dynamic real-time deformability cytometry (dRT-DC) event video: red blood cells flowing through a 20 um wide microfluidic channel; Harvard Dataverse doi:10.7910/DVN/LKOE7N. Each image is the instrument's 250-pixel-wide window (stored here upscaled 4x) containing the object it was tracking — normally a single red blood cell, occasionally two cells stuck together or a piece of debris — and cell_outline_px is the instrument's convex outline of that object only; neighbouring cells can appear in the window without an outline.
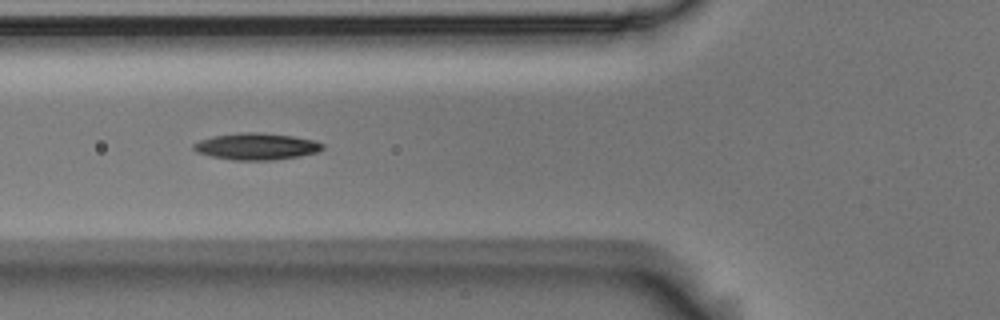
{"species": "Egyptian fruit bat (a non-hibernating species)", "species_latin": "Rousettus aegyptiacus", "temperature_condition": "room temperature", "stored_images_in_passage": 9, "camera_frame_rate_fps": 3000, "um_per_image_px": 0.085, "animal": {"sex": "male"}, "frame": {"image": 1, "passage_image": 6, "time_ms": 1.667, "image_size_px": [1000, 320], "cell_outline_px": [[324, 148], [316, 152], [300, 156], [272, 160], [232, 160], [212, 156], [196, 152], [192, 148], [192, 144], [200, 140], [212, 136], [240, 132], [260, 132], [292, 136], [316, 140], [324, 144]], "centroid_in_image_um": [21.79, 12.44], "position_along_channel_um": 104.0, "area_um2": 20.17}}
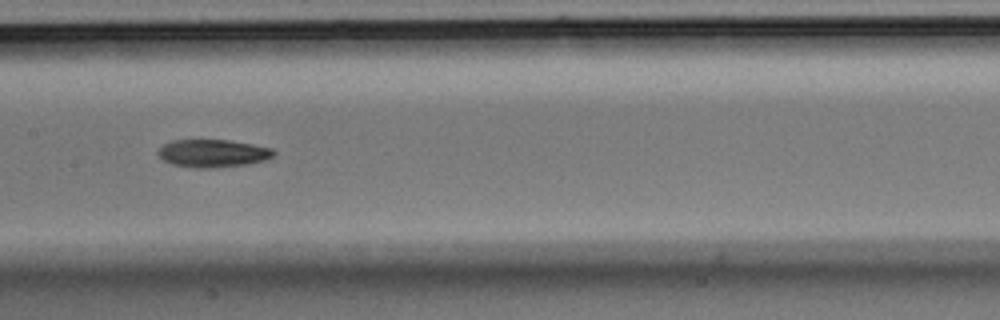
{"frame": {"image": 2, "passage_image": 8, "time_ms": 2.333, "image_size_px": [1000, 320], "cell_outline_px": [[276, 152], [272, 156], [264, 160], [248, 164], [216, 168], [196, 168], [172, 164], [164, 160], [156, 152], [164, 144], [172, 140], [228, 140], [252, 144], [272, 148]], "centroid_in_image_um": [18.09, 13.03], "position_along_channel_um": 189.3, "area_um2": 18.67}}
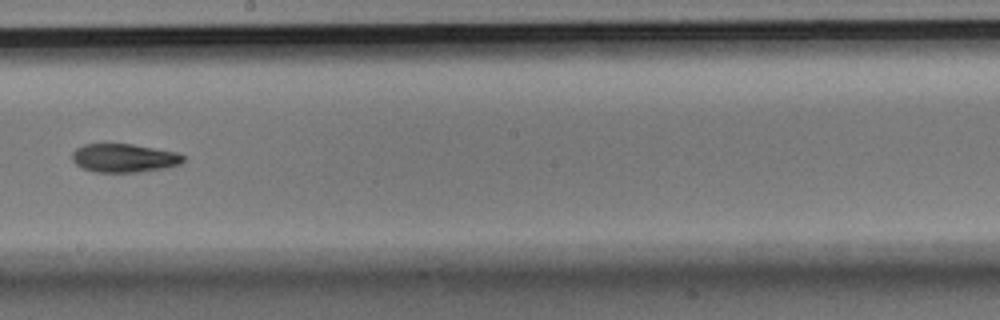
{"frame": {"image": 3, "passage_image": 9, "time_ms": 2.667, "image_size_px": [1000, 320], "cell_outline_px": [[184, 160], [180, 164], [168, 168], [140, 172], [96, 172], [84, 168], [76, 164], [72, 160], [72, 152], [76, 148], [84, 144], [132, 144], [176, 152], [184, 156]], "centroid_in_image_um": [10.56, 13.43], "position_along_channel_um": 237.6, "area_um2": 18.5}}